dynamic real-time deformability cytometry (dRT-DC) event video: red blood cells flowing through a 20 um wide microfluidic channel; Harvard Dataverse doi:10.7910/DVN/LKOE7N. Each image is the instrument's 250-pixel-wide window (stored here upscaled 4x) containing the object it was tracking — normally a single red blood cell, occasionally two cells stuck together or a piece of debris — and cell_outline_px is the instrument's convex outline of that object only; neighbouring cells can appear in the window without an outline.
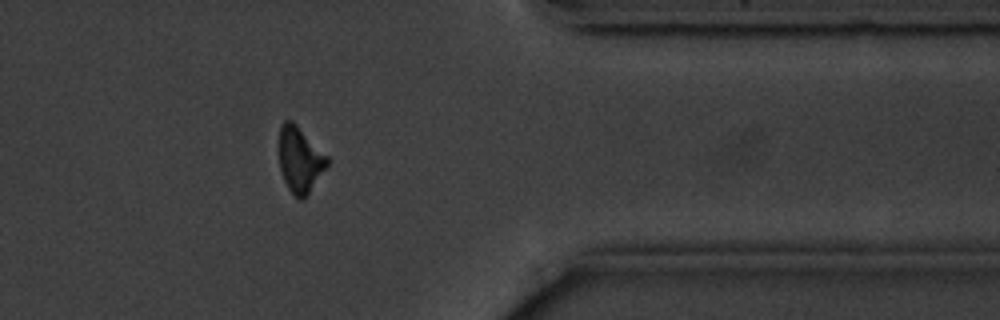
{"species": "common noctule bat (a hibernating species)", "species_latin": "Nyctalus noctula", "temperature_condition": "cold", "stored_images_in_passage": 14, "camera_frame_rate_fps": 3000, "um_per_image_px": 0.085, "animal": {"sex": "male", "body_mass_g": 20.1, "forearm_length_mm": 53.5}, "frame": {"image": 1, "passage_image": 12, "time_ms": 13.667, "image_size_px": [1000, 320], "cell_outline_px": [[332, 160], [308, 192], [300, 200], [288, 188], [284, 180], [280, 168], [280, 124], [284, 120], [292, 120]], "centroid_in_image_um": [25.51, 13.53], "position_along_channel_um": 385.9, "area_um2": 18.09}}
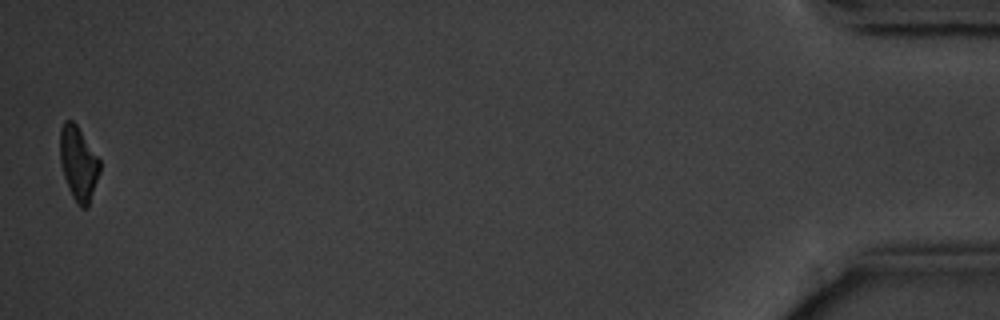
{"frame": {"image": 2, "passage_image": 14, "time_ms": 17.0, "image_size_px": [1000, 320], "cell_outline_px": [[100, 172], [88, 208], [80, 208], [76, 204], [68, 188], [60, 164], [60, 128], [64, 120], [72, 120], [76, 124], [100, 160]], "centroid_in_image_um": [6.66, 13.92], "position_along_channel_um": 428.5, "area_um2": 17.28}, "authors_computed_cell_mechanics": {"area_um2": 19.1318, "velocity_mm_per_s": 3.5755, "shape_relaxation_time_tau1_ms": 1.8175, "shape_relaxation_time_tau2_ms": null, "deformation_change_tau1": 0.0998, "deformation_change_tau2": null}}